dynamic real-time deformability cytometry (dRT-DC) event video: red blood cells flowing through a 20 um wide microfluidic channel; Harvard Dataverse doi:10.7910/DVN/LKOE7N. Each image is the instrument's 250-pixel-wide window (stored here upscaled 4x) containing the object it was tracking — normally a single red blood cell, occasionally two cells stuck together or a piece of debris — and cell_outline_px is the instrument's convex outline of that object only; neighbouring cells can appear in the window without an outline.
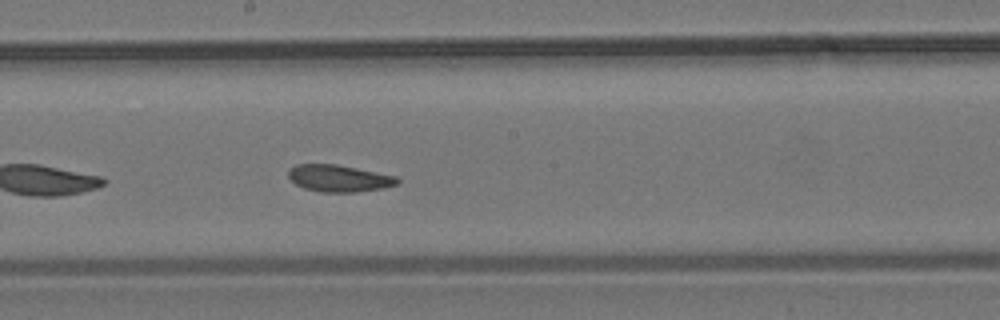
{"species": "common noctule bat (a hibernating species)", "species_latin": "Nyctalus noctula", "temperature_condition": "room temperature", "stored_images_in_passage": 32, "camera_frame_rate_fps": 3000, "um_per_image_px": 0.085, "animal": {"sex": "male", "body_mass_g": 19.2, "forearm_length_mm": 51.8}, "frame": {"image": 1, "passage_image": 23, "time_ms": 7.333, "image_size_px": [1000, 320], "cell_outline_px": [[400, 180], [396, 184], [384, 188], [356, 192], [320, 192], [304, 188], [296, 184], [288, 176], [288, 172], [296, 164], [336, 164], [396, 176]], "centroid_in_image_um": [28.81, 15.16], "position_along_channel_um": 219.4, "area_um2": 16.94}}